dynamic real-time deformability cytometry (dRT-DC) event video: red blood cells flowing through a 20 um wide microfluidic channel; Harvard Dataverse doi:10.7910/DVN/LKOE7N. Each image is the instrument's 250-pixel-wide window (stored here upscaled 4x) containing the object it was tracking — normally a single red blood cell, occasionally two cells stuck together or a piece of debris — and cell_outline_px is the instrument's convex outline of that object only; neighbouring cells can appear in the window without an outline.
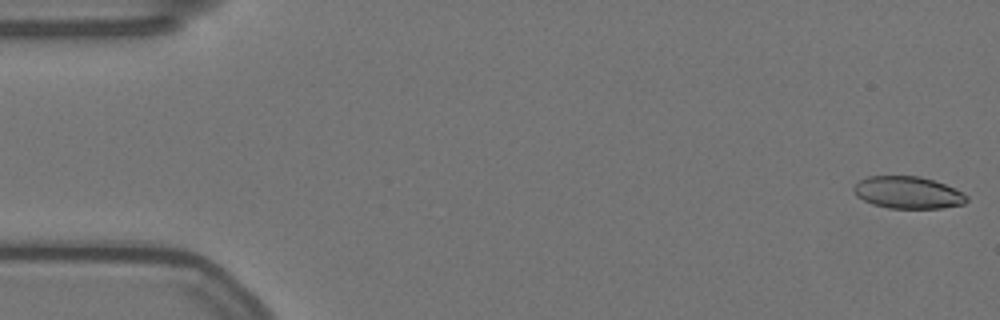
{"species": "Egyptian fruit bat (a non-hibernating species)", "species_latin": "Rousettus aegyptiacus", "temperature_condition": "warm", "stored_images_in_passage": 57, "camera_frame_rate_fps": 3000, "um_per_image_px": 0.085, "animal": {"sex": "female"}, "frame": {"image": 1, "passage_image": 1, "time_ms": 0.0, "image_size_px": [1000, 320], "cell_outline_px": [[968, 200], [964, 204], [944, 208], [888, 208], [872, 204], [856, 196], [852, 188], [860, 180], [868, 176], [920, 176], [944, 184], [964, 192], [968, 196]], "centroid_in_image_um": [77.19, 16.37], "position_along_channel_um": 7.8, "area_um2": 21.21}}
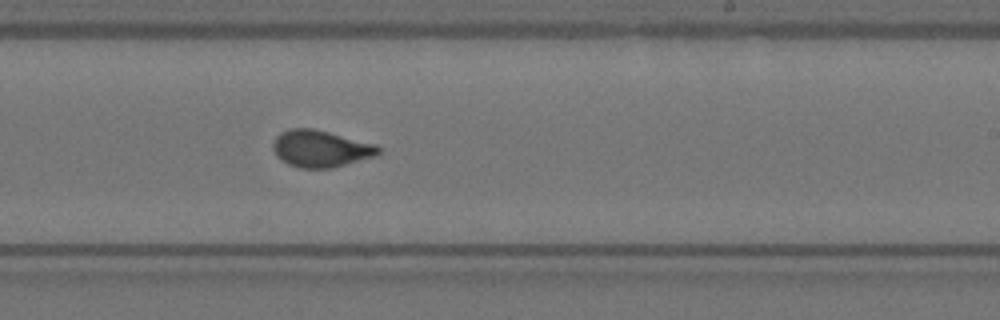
{"frame": {"image": 2, "passage_image": 34, "time_ms": 11.0, "image_size_px": [1000, 320], "cell_outline_px": [[380, 152], [376, 156], [332, 168], [300, 168], [288, 164], [280, 160], [276, 156], [272, 148], [272, 144], [276, 136], [280, 132], [288, 128], [312, 128], [376, 144], [380, 148]], "centroid_in_image_um": [27.22, 12.64], "position_along_channel_um": 261.8, "area_um2": 22.77}}
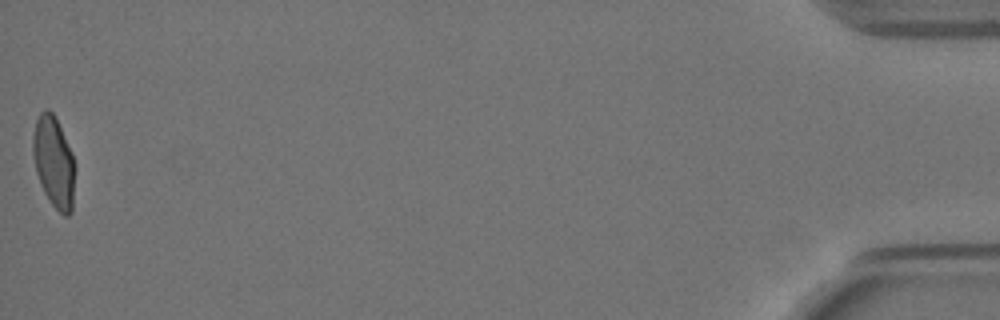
{"frame": {"image": 3, "passage_image": 57, "time_ms": 18.667, "image_size_px": [1000, 320], "cell_outline_px": [[72, 212], [68, 216], [64, 216], [52, 204], [44, 192], [36, 172], [32, 152], [32, 136], [36, 120], [40, 112], [44, 108], [48, 108], [56, 116], [72, 152]], "centroid_in_image_um": [4.52, 13.69], "position_along_channel_um": 430.7, "area_um2": 21.96}, "authors_computed_cell_mechanics": {"area_um2": 22.3108, "velocity_mm_per_s": 3.519, "shape_relaxation_time_tau1_ms": 7.1975, "shape_relaxation_time_tau2_ms": 0.7321, "deformation_change_tau1": 0.2156, "deformation_change_tau2": 0.0695}}